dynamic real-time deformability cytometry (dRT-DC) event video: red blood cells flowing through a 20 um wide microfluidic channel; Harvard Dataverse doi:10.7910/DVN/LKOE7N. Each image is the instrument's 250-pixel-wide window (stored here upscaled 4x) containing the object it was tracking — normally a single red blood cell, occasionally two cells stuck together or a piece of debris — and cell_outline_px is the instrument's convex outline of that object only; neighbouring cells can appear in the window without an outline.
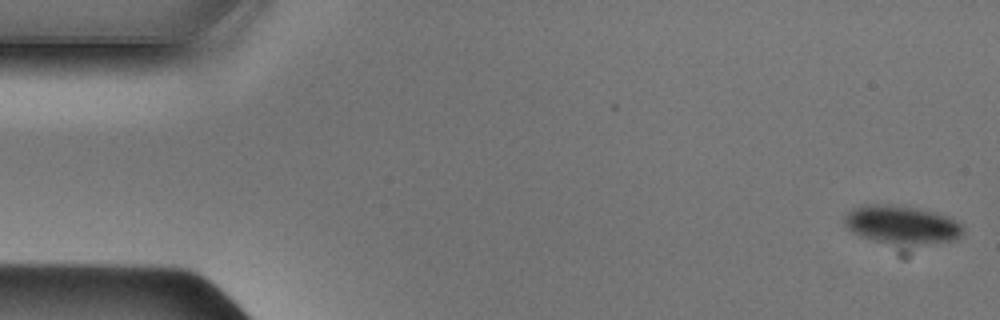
{"species": "Egyptian fruit bat (a non-hibernating species)", "species_latin": "Rousettus aegyptiacus", "temperature_condition": "cold", "stored_images_in_passage": 48, "camera_frame_rate_fps": 3000, "um_per_image_px": 0.085, "animal": {"sex": "male"}, "frame": {"image": 1, "passage_image": 1, "time_ms": 0.0, "image_size_px": [1000, 320], "cell_outline_px": [[964, 232], [960, 236], [952, 240], [924, 244], [888, 244], [860, 236], [852, 232], [844, 224], [844, 216], [852, 208], [864, 204], [888, 204], [916, 208], [948, 216], [964, 224]], "centroid_in_image_um": [76.64, 19.1], "position_along_channel_um": 8.4, "area_um2": 26.59}}
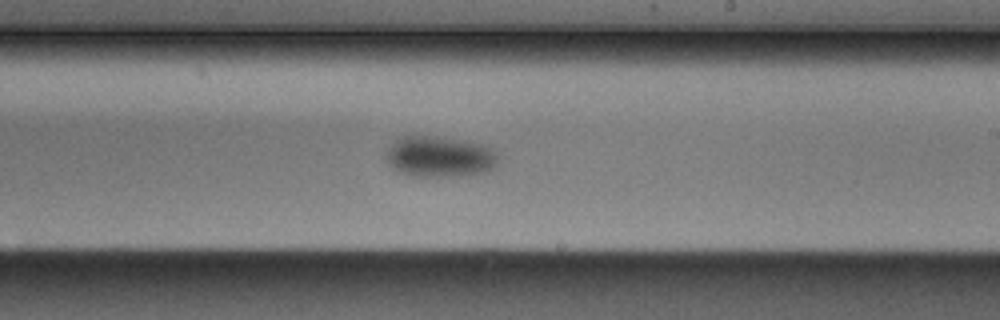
{"frame": {"image": 2, "passage_image": 28, "time_ms": 9.0, "image_size_px": [1000, 320], "cell_outline_px": [[500, 160], [488, 172], [468, 176], [416, 176], [400, 172], [392, 168], [384, 160], [384, 156], [388, 148], [396, 140], [404, 136], [436, 136], [460, 140], [480, 144], [496, 152], [500, 156]], "centroid_in_image_um": [37.37, 13.33], "position_along_channel_um": 251.6, "area_um2": 26.93}}
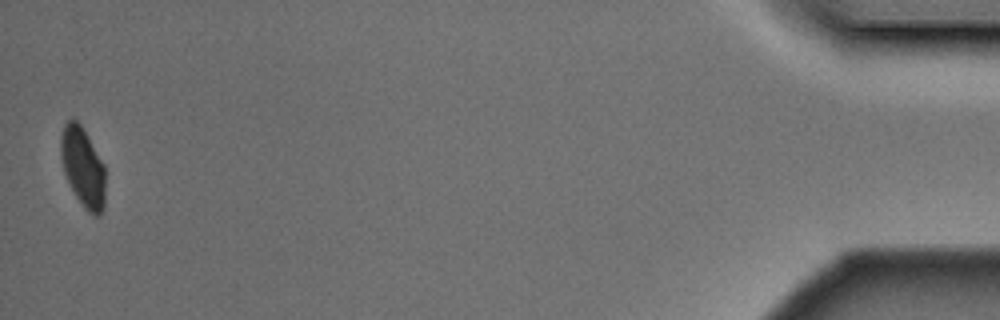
{"frame": {"image": 3, "passage_image": 48, "time_ms": 15.667, "image_size_px": [1000, 320], "cell_outline_px": [[104, 208], [100, 216], [92, 216], [84, 208], [76, 196], [64, 172], [60, 156], [60, 136], [64, 124], [72, 116], [80, 124], [104, 164]], "centroid_in_image_um": [7.03, 14.21], "position_along_channel_um": 428.2, "area_um2": 20.63}}